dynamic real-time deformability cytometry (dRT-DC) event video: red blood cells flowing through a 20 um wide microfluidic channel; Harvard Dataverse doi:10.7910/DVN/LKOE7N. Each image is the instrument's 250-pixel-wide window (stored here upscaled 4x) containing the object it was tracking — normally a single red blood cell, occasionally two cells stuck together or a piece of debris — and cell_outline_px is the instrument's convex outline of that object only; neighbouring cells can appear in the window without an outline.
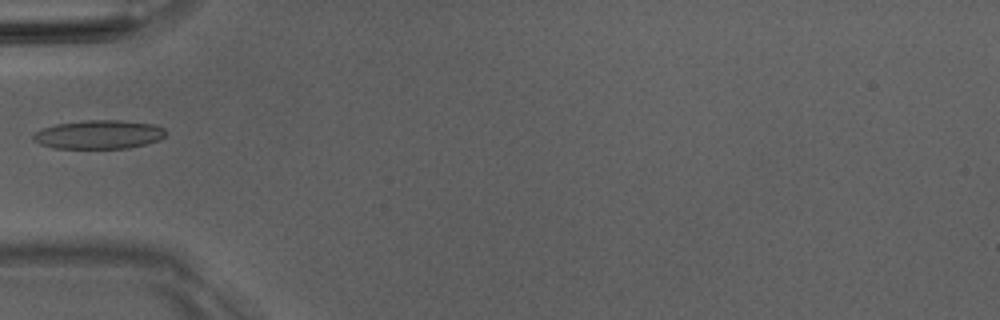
{"species": "Egyptian fruit bat (a non-hibernating species)", "species_latin": "Rousettus aegyptiacus", "temperature_condition": "room temperature", "stored_images_in_passage": 5, "camera_frame_rate_fps": 3000, "um_per_image_px": 0.085, "animal": {"sex": "male"}, "frame": {"image": 1, "passage_image": 1, "time_ms": 0.0, "image_size_px": [1000, 320], "cell_outline_px": [[168, 132], [160, 140], [128, 148], [52, 148], [40, 144], [32, 140], [32, 136], [40, 128], [56, 124], [84, 120], [120, 120], [152, 124], [164, 128]], "centroid_in_image_um": [8.38, 11.43], "position_along_channel_um": 76.6, "area_um2": 22.31}}